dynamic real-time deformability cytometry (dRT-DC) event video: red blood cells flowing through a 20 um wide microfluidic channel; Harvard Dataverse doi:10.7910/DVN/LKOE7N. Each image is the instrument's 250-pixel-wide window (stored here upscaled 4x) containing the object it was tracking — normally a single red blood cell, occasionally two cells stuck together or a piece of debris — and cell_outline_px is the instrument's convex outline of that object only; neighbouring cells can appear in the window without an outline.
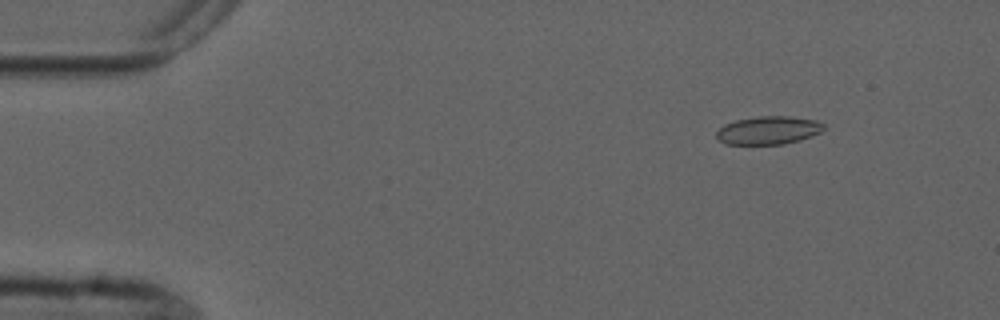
{"species": "common noctule bat (a hibernating species)", "species_latin": "Nyctalus noctula", "temperature_condition": "cold", "stored_images_in_passage": 5, "camera_frame_rate_fps": 3000, "um_per_image_px": 0.085, "animal": {"sex": "male", "forearm_length_mm": 52.5}, "frame": {"image": 1, "passage_image": 2, "time_ms": 1.0, "image_size_px": [1000, 320], "cell_outline_px": [[824, 128], [820, 132], [800, 140], [780, 144], [728, 144], [720, 140], [716, 136], [716, 132], [724, 124], [736, 120], [756, 116], [788, 116], [816, 120], [824, 124]], "centroid_in_image_um": [65.31, 11.06], "position_along_channel_um": 19.7, "area_um2": 17.46}}